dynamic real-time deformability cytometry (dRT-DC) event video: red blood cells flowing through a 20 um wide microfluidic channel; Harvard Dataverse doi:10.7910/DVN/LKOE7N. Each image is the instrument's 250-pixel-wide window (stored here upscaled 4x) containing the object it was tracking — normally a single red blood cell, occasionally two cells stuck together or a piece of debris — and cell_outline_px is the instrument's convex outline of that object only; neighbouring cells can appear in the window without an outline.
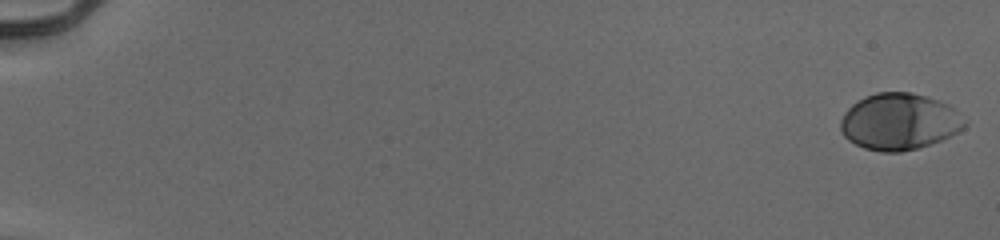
{"species": "human", "species_latin": "Homo sapiens", "temperature_condition": "cold", "stored_images_in_passage": 55, "camera_frame_rate_fps": 3000, "um_per_image_px": 0.085, "donor": {"sex": "male"}, "frame": {"image": 1, "passage_image": 1, "time_ms": 0.0, "image_size_px": [1000, 240], "cell_outline_px": [[968, 124], [964, 128], [940, 140], [916, 148], [900, 152], [880, 152], [864, 148], [848, 140], [844, 136], [840, 128], [840, 120], [844, 112], [852, 104], [876, 92], [912, 92], [948, 104], [968, 120]], "centroid_in_image_um": [76.44, 10.34], "position_along_channel_um": 8.6, "area_um2": 40.75}}
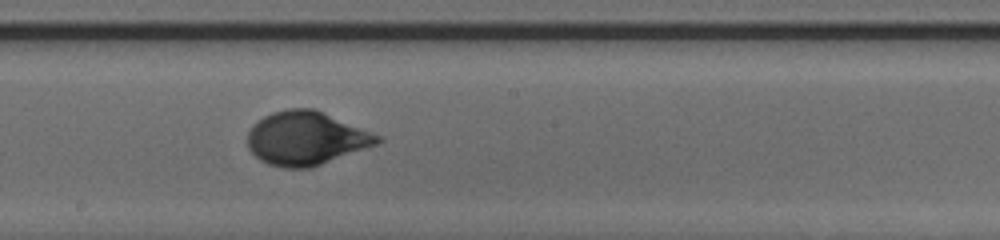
{"frame": {"image": 2, "passage_image": 33, "time_ms": 10.667, "image_size_px": [1000, 240], "cell_outline_px": [[384, 140], [380, 144], [312, 168], [284, 168], [268, 164], [260, 160], [248, 148], [248, 132], [252, 124], [264, 116], [272, 112], [288, 108], [312, 108], [380, 136]], "centroid_in_image_um": [26.01, 11.78], "position_along_channel_um": 222.2, "area_um2": 40.58}}
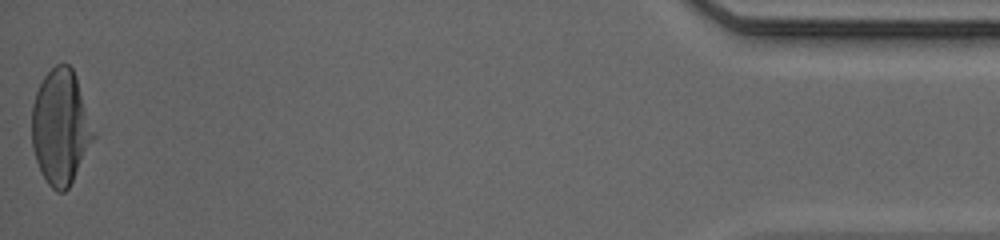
{"frame": {"image": 3, "passage_image": 55, "time_ms": 18.0, "image_size_px": [1000, 240], "cell_outline_px": [[96, 136], [68, 188], [64, 192], [56, 192], [48, 184], [40, 172], [32, 148], [32, 104], [36, 92], [44, 76], [56, 64], [68, 64], [72, 68], [76, 76]], "centroid_in_image_um": [5.14, 10.82], "position_along_channel_um": 430.1, "area_um2": 41.15}, "authors_computed_cell_mechanics": {"area_um2": 39.3618, "velocity_mm_per_s": 3.9246, "shape_relaxation_time_tau1_ms": 3.4493, "shape_relaxation_time_tau2_ms": null, "deformation_change_tau1": 0.1673, "deformation_change_tau2": null}}